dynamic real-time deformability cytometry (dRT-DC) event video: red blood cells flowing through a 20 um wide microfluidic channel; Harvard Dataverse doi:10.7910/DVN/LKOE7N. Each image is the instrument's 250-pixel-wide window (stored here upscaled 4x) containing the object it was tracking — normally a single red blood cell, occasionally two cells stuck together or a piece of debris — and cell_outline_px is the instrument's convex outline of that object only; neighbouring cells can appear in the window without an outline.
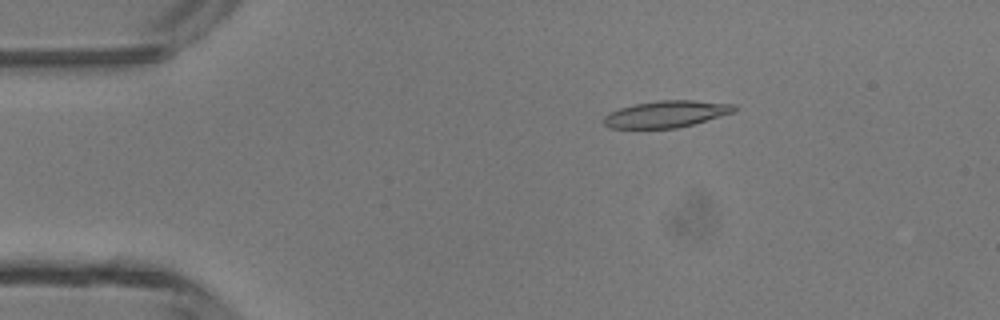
{"species": "common noctule bat (a hibernating species)", "species_latin": "Nyctalus noctula", "temperature_condition": "room temperature", "stored_images_in_passage": 6, "camera_frame_rate_fps": 3000, "um_per_image_px": 0.085, "animal": {"sex": "male", "body_mass_g": 13.3}, "frame": {"image": 1, "passage_image": 3, "time_ms": 2.333, "image_size_px": [1000, 320], "cell_outline_px": [[736, 112], [692, 124], [676, 128], [608, 128], [604, 124], [604, 116], [608, 112], [620, 108], [636, 104], [656, 100], [692, 100], [736, 104]], "centroid_in_image_um": [56.64, 9.69], "position_along_channel_um": 28.4, "area_um2": 20.35}}
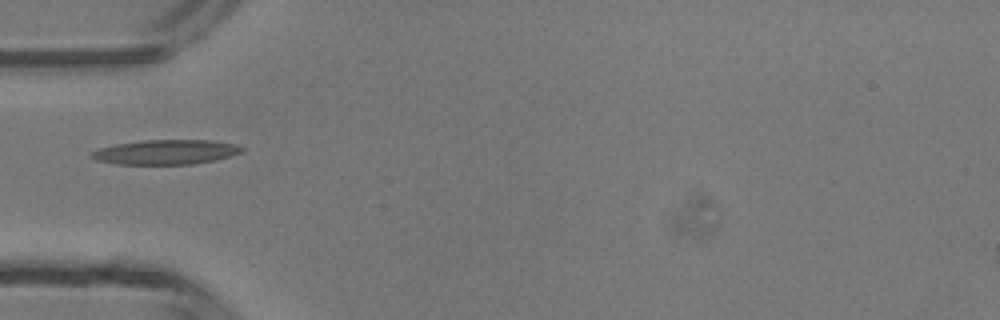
{"frame": {"image": 2, "passage_image": 5, "time_ms": 4.667, "image_size_px": [1000, 320], "cell_outline_px": [[248, 148], [244, 152], [232, 156], [216, 160], [192, 164], [116, 164], [96, 160], [88, 156], [88, 152], [100, 148], [116, 144], [144, 140], [208, 140], [236, 144]], "centroid_in_image_um": [14.13, 12.93], "position_along_channel_um": 70.9, "area_um2": 21.91}}
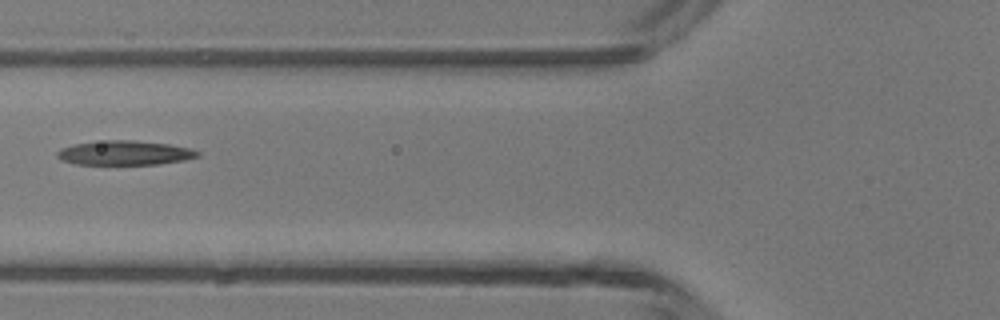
{"frame": {"image": 3, "passage_image": 6, "time_ms": 5.667, "image_size_px": [1000, 320], "cell_outline_px": [[200, 156], [184, 160], [160, 164], [76, 164], [64, 160], [56, 156], [56, 152], [60, 148], [72, 144], [108, 140], [132, 140], [168, 144], [192, 148], [200, 152]], "centroid_in_image_um": [10.62, 12.99], "position_along_channel_um": 115.2, "area_um2": 19.94}}